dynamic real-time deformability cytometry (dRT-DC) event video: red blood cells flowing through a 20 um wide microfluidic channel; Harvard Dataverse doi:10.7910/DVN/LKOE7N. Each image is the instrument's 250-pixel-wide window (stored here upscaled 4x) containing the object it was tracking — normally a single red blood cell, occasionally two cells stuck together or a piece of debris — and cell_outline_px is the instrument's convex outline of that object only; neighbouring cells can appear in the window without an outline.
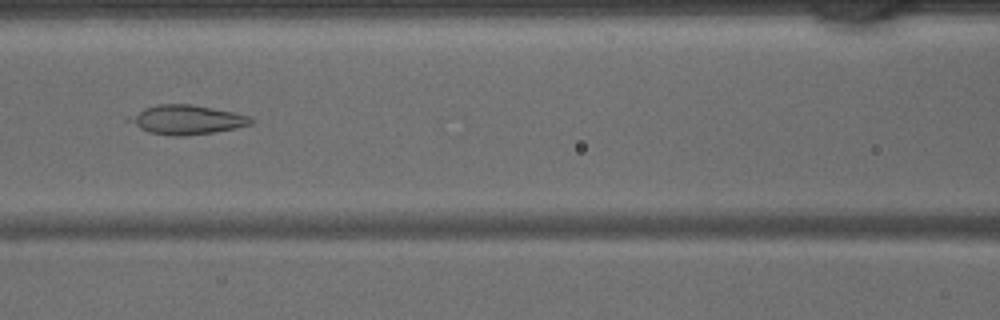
{"species": "common noctule bat (a hibernating species)", "species_latin": "Nyctalus noctula", "temperature_condition": "warm", "stored_images_in_passage": 33, "camera_frame_rate_fps": 3000, "um_per_image_px": 0.085, "animal": {"sex": "male", "body_mass_g": 15.6}, "frame": {"image": 1, "passage_image": 8, "time_ms": 2.333, "image_size_px": [1000, 320], "cell_outline_px": [[256, 120], [252, 124], [216, 132], [184, 136], [172, 136], [148, 132], [124, 120], [124, 116], [144, 108], [160, 104], [192, 104], [232, 112], [248, 116]], "centroid_in_image_um": [15.8, 10.18], "position_along_channel_um": 150.8, "area_um2": 20.98}}
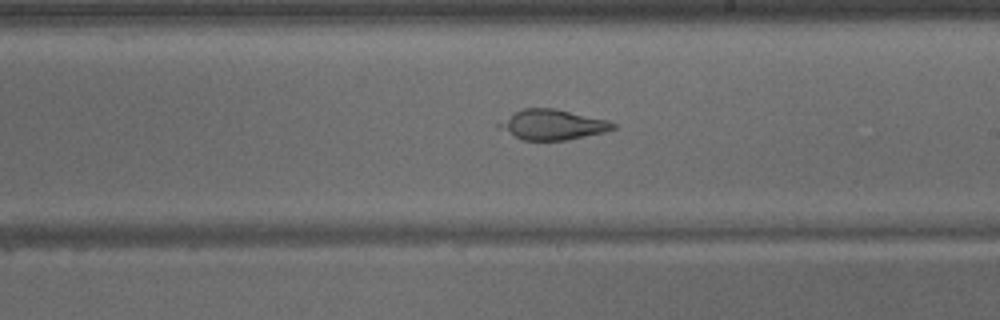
{"frame": {"image": 2, "passage_image": 14, "time_ms": 4.333, "image_size_px": [1000, 320], "cell_outline_px": [[616, 128], [604, 132], [564, 140], [524, 140], [516, 136], [496, 124], [516, 112], [524, 108], [556, 108], [604, 120], [616, 124]], "centroid_in_image_um": [46.99, 10.59], "position_along_channel_um": 242.0, "area_um2": 19.31}}
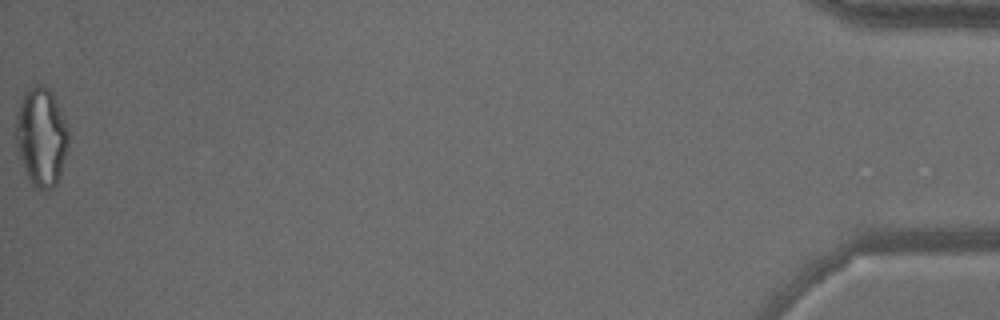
{"frame": {"image": 3, "passage_image": 33, "time_ms": 10.667, "image_size_px": [1000, 320], "cell_outline_px": [[68, 144], [60, 176], [56, 184], [52, 188], [44, 192], [36, 188], [32, 184], [24, 172], [16, 144], [16, 120], [20, 100], [24, 92], [36, 84], [44, 84], [52, 92], [68, 128]], "centroid_in_image_um": [3.5, 11.65], "position_along_channel_um": 431.7, "area_um2": 30.35}}